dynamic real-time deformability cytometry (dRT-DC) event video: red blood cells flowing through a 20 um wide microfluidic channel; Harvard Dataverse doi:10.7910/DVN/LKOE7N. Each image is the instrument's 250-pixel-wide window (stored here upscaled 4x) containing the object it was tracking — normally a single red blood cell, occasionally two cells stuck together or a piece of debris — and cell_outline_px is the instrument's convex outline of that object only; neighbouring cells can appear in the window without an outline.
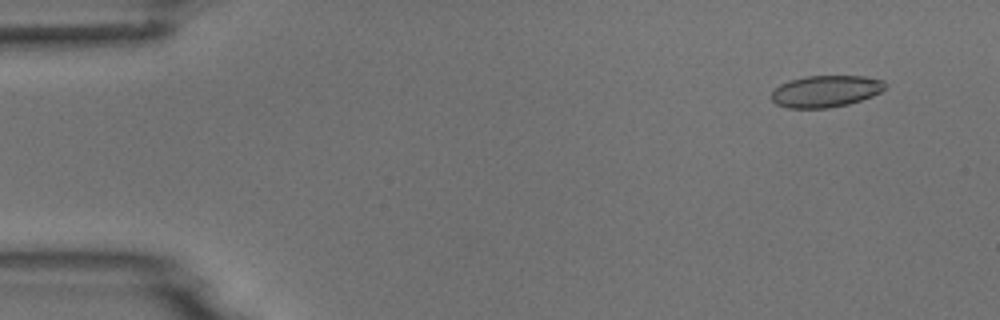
{"species": "common noctule bat (a hibernating species)", "species_latin": "Nyctalus noctula", "temperature_condition": "room temperature", "stored_images_in_passage": 5, "camera_frame_rate_fps": 3000, "um_per_image_px": 0.085, "animal": {"sex": "male", "body_mass_g": 18.8}, "frame": {"image": 1, "passage_image": 2, "time_ms": 1.0, "image_size_px": [1000, 320], "cell_outline_px": [[888, 84], [880, 92], [872, 96], [848, 104], [828, 108], [788, 108], [776, 104], [772, 100], [772, 88], [788, 80], [804, 76], [864, 76], [884, 80]], "centroid_in_image_um": [70.16, 7.75], "position_along_channel_um": 14.8, "area_um2": 21.21}}
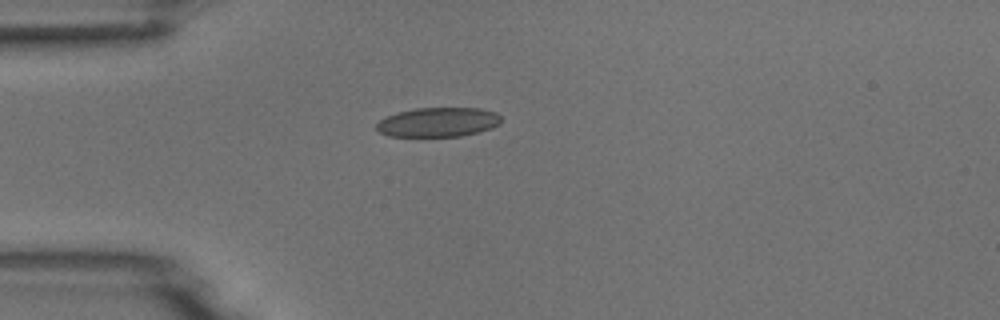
{"frame": {"image": 2, "passage_image": 5, "time_ms": 4.333, "image_size_px": [1000, 320], "cell_outline_px": [[500, 124], [492, 128], [480, 132], [460, 136], [388, 136], [380, 132], [376, 128], [376, 124], [380, 120], [396, 112], [416, 108], [480, 108], [496, 112], [500, 116]], "centroid_in_image_um": [37.26, 10.38], "position_along_channel_um": 47.7, "area_um2": 21.39}}